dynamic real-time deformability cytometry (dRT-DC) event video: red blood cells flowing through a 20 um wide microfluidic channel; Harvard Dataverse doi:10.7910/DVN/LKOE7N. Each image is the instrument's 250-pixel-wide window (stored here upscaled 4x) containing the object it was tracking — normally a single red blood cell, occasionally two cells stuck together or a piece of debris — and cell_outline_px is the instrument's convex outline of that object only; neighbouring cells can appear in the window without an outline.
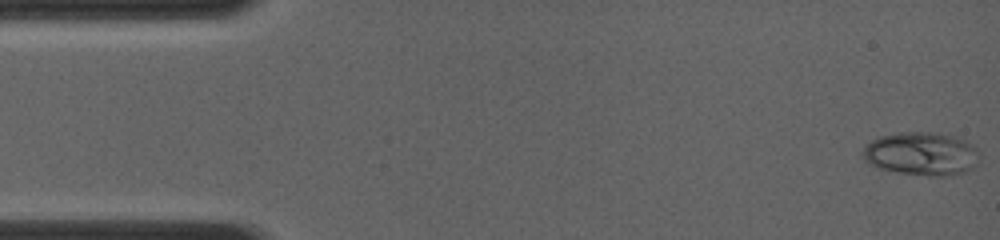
{"species": "common noctule bat (a hibernating species)", "species_latin": "Nyctalus noctula", "temperature_condition": "room temperature", "stored_images_in_passage": 13, "camera_frame_rate_fps": 4000, "um_per_image_px": 0.085, "animal": {"sex": "female", "body_mass_g": 19.0, "forearm_length_mm": 56.7}, "frame": {"image": 1, "passage_image": 1, "time_ms": 0.0, "image_size_px": [1000, 240], "cell_outline_px": [[976, 152], [972, 168], [964, 172], [948, 176], [928, 176], [896, 172], [880, 168], [864, 160], [860, 156], [860, 152], [864, 144], [880, 136], [896, 132], [936, 132], [956, 136], [972, 144], [976, 148]], "centroid_in_image_um": [78.23, 13.05], "position_along_channel_um": 6.8, "area_um2": 29.54}}
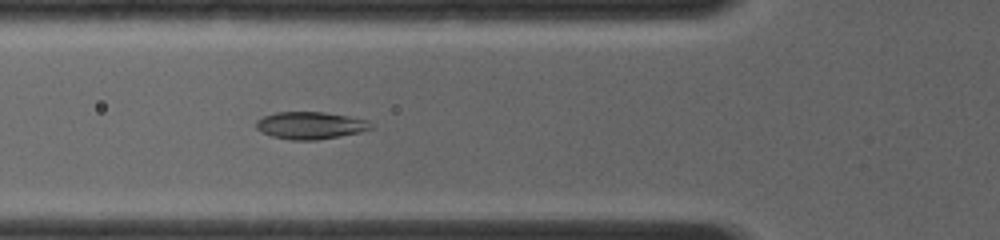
{"frame": {"image": 2, "passage_image": 13, "time_ms": 4.75, "image_size_px": [1000, 240], "cell_outline_px": [[372, 128], [360, 132], [340, 136], [316, 140], [292, 140], [272, 136], [260, 132], [256, 128], [256, 120], [264, 116], [276, 112], [324, 112], [348, 116], [368, 120]], "centroid_in_image_um": [26.35, 10.66], "position_along_channel_um": 99.5, "area_um2": 18.21}}